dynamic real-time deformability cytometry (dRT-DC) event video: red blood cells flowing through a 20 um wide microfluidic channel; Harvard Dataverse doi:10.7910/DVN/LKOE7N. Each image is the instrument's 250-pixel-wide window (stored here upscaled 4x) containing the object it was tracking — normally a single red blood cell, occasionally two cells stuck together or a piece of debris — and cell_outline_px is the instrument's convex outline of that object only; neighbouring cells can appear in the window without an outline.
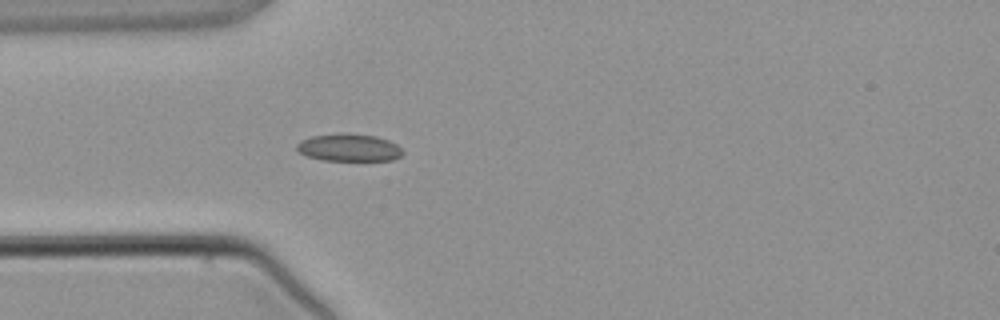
{"species": "common noctule bat (a hibernating species)", "species_latin": "Nyctalus noctula", "temperature_condition": "warm", "stored_images_in_passage": 4, "camera_frame_rate_fps": 3000, "um_per_image_px": 0.085, "animal": {"sex": "male", "body_mass_g": 21.5, "forearm_length_mm": 52.0}, "frame": {"image": 1, "passage_image": 4, "time_ms": 3.667, "image_size_px": [1000, 320], "cell_outline_px": [[404, 152], [400, 156], [392, 160], [324, 160], [308, 156], [296, 152], [296, 144], [300, 140], [312, 136], [340, 132], [376, 136], [388, 140], [396, 144]], "centroid_in_image_um": [29.62, 12.53], "position_along_channel_um": 55.4, "area_um2": 17.05}}